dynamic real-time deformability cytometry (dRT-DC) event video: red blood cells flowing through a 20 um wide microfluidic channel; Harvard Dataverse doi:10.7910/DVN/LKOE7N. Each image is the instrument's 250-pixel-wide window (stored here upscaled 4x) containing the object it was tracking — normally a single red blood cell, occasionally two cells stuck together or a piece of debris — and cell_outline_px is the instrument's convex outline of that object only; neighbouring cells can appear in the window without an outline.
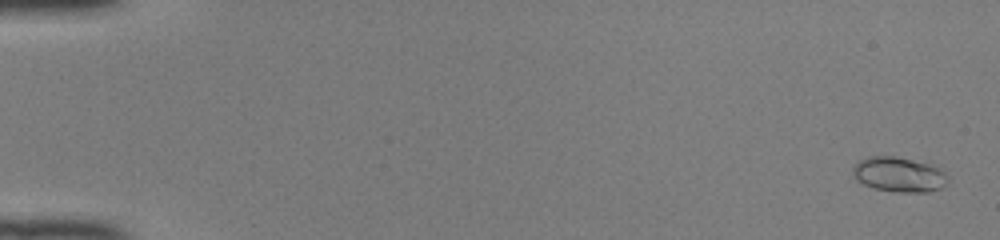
{"species": "common noctule bat (a hibernating species)", "species_latin": "Nyctalus noctula", "temperature_condition": "room temperature", "stored_images_in_passage": 51, "camera_frame_rate_fps": 3000, "um_per_image_px": 0.085, "animal": {"sex": "female", "body_mass_g": 22.0, "forearm_length_mm": 56.7}, "frame": {"image": 1, "passage_image": 2, "time_ms": 0.333, "image_size_px": [1000, 240], "cell_outline_px": [[948, 184], [940, 188], [928, 192], [896, 192], [872, 188], [856, 180], [852, 172], [852, 168], [860, 160], [868, 156], [892, 156], [928, 164], [944, 172], [948, 180]], "centroid_in_image_um": [76.37, 14.85], "position_along_channel_um": 8.6, "area_um2": 19.13}}
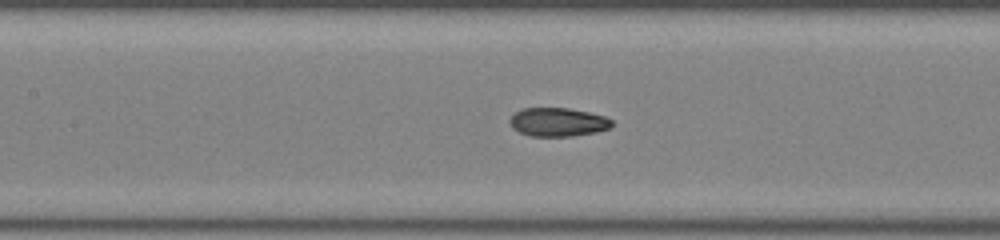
{"frame": {"image": 2, "passage_image": 25, "time_ms": 8.0, "image_size_px": [1000, 240], "cell_outline_px": [[612, 128], [596, 132], [572, 136], [528, 136], [512, 128], [508, 120], [520, 108], [568, 108], [588, 112], [604, 116], [612, 120]], "centroid_in_image_um": [47.41, 10.38], "position_along_channel_um": 160.0, "area_um2": 17.11}}
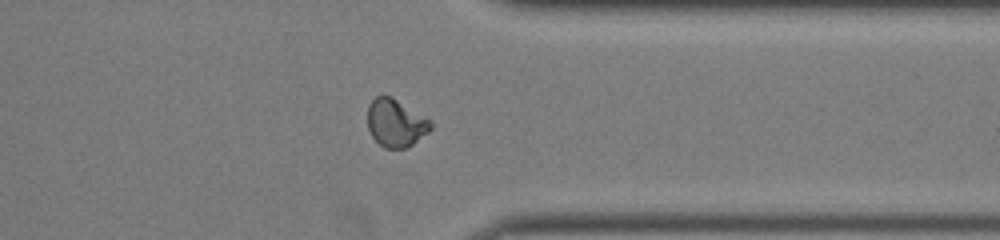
{"frame": {"image": 3, "passage_image": 41, "time_ms": 13.333, "image_size_px": [1000, 240], "cell_outline_px": [[432, 128], [428, 132], [412, 144], [404, 148], [384, 148], [372, 136], [368, 128], [368, 104], [376, 96], [392, 96], [432, 120]], "centroid_in_image_um": [33.65, 10.43], "position_along_channel_um": 377.8, "area_um2": 17.57}, "authors_computed_cell_mechanics": {"area_um2": 17.5134, "velocity_mm_per_s": 4.1167, "shape_relaxation_time_tau1_ms": null, "shape_relaxation_time_tau2_ms": 1.1022, "deformation_change_tau1": null, "deformation_change_tau2": 0.0499}}